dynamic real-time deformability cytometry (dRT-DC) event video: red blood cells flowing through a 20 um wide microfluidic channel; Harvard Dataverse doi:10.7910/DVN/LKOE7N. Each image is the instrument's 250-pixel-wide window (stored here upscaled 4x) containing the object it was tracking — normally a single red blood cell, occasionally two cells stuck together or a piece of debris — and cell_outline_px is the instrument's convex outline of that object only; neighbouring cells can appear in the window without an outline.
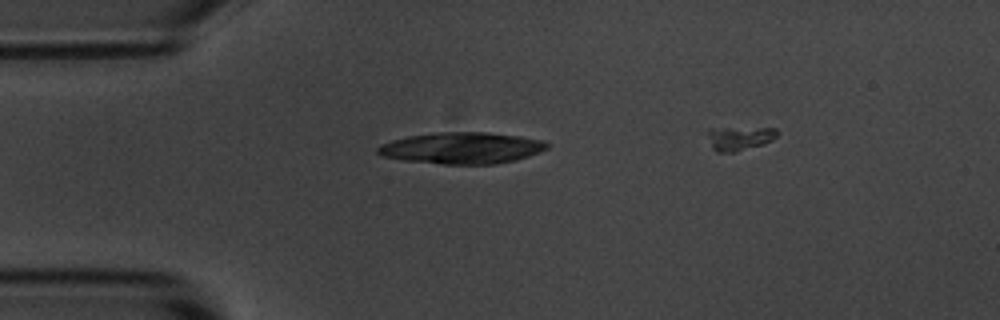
{"species": "common noctule bat (a hibernating species)", "species_latin": "Nyctalus noctula", "temperature_condition": "room temperature", "stored_images_in_passage": 3, "camera_frame_rate_fps": 3000, "um_per_image_px": 0.085, "animal": {"sex": "male", "body_mass_g": 20.1, "forearm_length_mm": 53.5}, "frame": {"image": 1, "passage_image": 2, "time_ms": 1.0, "image_size_px": [1000, 320], "cell_outline_px": [[548, 148], [540, 152], [516, 160], [496, 164], [444, 164], [404, 160], [380, 156], [376, 152], [376, 148], [380, 144], [392, 140], [408, 136], [436, 132], [488, 132], [520, 136], [544, 140], [548, 144]], "centroid_in_image_um": [39.25, 12.58], "position_along_channel_um": 45.8, "area_um2": 31.21}}